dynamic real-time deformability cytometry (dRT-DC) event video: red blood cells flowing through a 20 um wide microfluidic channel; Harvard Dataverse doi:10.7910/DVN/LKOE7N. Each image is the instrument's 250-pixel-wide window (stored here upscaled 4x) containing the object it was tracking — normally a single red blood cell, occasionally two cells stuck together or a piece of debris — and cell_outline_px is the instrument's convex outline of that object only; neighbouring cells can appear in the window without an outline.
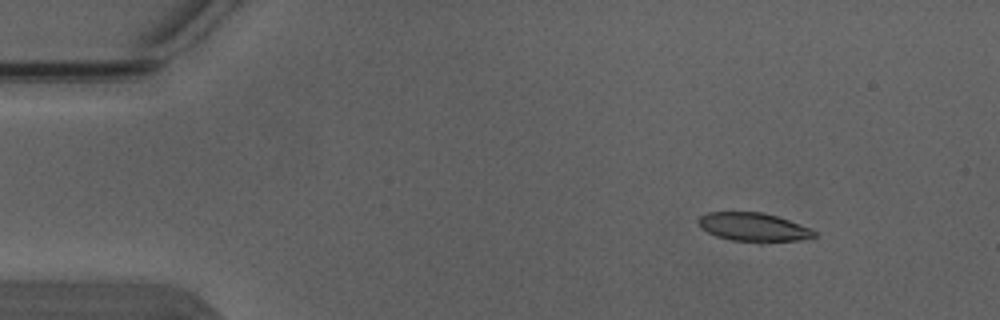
{"species": "Egyptian fruit bat (a non-hibernating species)", "species_latin": "Rousettus aegyptiacus", "temperature_condition": "warm", "stored_images_in_passage": 5, "camera_frame_rate_fps": 3000, "um_per_image_px": 0.085, "animal": {"sex": "male"}, "frame": {"image": 1, "passage_image": 2, "time_ms": 0.333, "image_size_px": [1000, 320], "cell_outline_px": [[816, 236], [800, 240], [760, 244], [732, 240], [716, 236], [700, 228], [696, 220], [700, 216], [708, 212], [760, 212], [776, 216], [812, 228], [816, 232]], "centroid_in_image_um": [64.05, 19.33], "position_along_channel_um": 21.0, "area_um2": 19.77}}
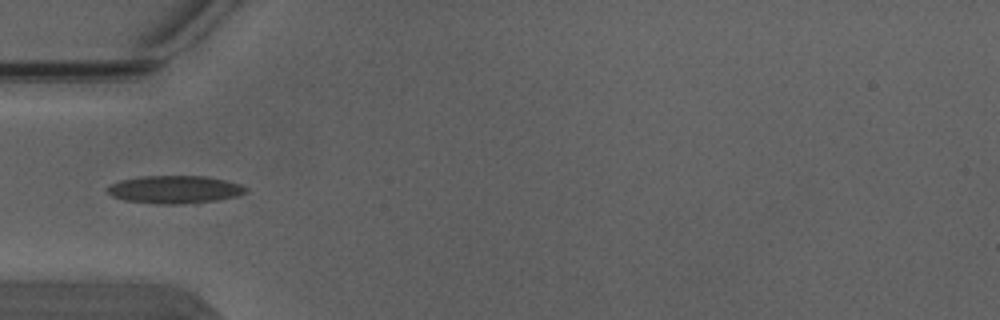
{"frame": {"image": 2, "passage_image": 5, "time_ms": 1.333, "image_size_px": [1000, 320], "cell_outline_px": [[248, 192], [236, 196], [216, 200], [180, 204], [156, 204], [124, 200], [112, 196], [108, 192], [108, 188], [112, 184], [120, 180], [140, 176], [208, 176], [240, 184], [248, 188]], "centroid_in_image_um": [14.86, 16.1], "position_along_channel_um": 70.1, "area_um2": 22.37}}